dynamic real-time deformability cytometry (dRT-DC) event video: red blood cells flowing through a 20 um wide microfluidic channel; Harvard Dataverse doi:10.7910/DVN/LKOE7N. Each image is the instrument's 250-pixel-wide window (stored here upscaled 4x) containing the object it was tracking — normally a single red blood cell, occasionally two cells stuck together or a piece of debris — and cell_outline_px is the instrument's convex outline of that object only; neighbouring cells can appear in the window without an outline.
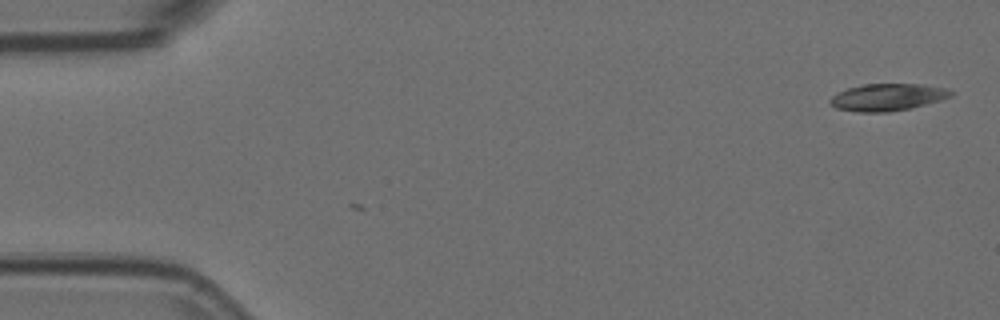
{"species": "Egyptian fruit bat (a non-hibernating species)", "species_latin": "Rousettus aegyptiacus", "temperature_condition": "room temperature", "stored_images_in_passage": 2, "camera_frame_rate_fps": 3000, "um_per_image_px": 0.085, "animal": {"sex": "female"}, "frame": {"image": 1, "passage_image": 2, "time_ms": 0.333, "image_size_px": [1000, 320], "cell_outline_px": [[952, 96], [940, 100], [908, 108], [888, 112], [856, 112], [836, 108], [828, 100], [836, 92], [848, 88], [864, 84], [920, 84], [948, 88], [952, 92]], "centroid_in_image_um": [75.41, 8.25], "position_along_channel_um": 9.6, "area_um2": 18.96}}